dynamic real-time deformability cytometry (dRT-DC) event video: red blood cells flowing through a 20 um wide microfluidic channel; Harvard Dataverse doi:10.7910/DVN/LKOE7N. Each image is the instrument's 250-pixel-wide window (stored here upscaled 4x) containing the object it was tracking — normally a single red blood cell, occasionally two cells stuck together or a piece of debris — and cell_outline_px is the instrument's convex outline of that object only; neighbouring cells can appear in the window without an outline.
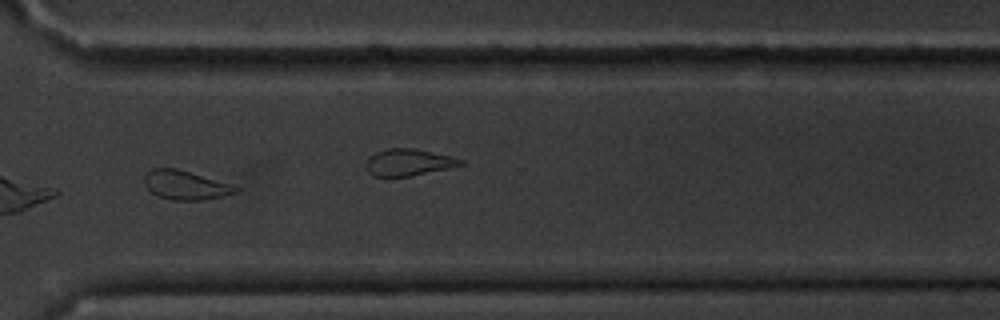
{"species": "common noctule bat (a hibernating species)", "species_latin": "Nyctalus noctula", "temperature_condition": "cold", "stored_images_in_passage": 14, "camera_frame_rate_fps": 3000, "um_per_image_px": 0.085, "animal": {"sex": "male", "body_mass_g": 20.1, "forearm_length_mm": 53.5}, "frame": {"image": 1, "passage_image": 10, "time_ms": 10.667, "image_size_px": [1000, 320], "cell_outline_px": [[240, 188], [236, 192], [224, 196], [200, 200], [172, 200], [160, 196], [152, 192], [144, 184], [144, 176], [152, 168], [176, 168], [228, 184]], "centroid_in_image_um": [15.73, 15.74], "position_along_channel_um": 354.9, "area_um2": 15.03}, "authors_computed_cell_mechanics": {"area_um2": 16.0106, "velocity_mm_per_s": 3.4221, "shape_relaxation_time_tau1_ms": 3.3945, "shape_relaxation_time_tau2_ms": 2.1093, "deformation_change_tau1": 0.063, "deformation_change_tau2": 0.0405}}